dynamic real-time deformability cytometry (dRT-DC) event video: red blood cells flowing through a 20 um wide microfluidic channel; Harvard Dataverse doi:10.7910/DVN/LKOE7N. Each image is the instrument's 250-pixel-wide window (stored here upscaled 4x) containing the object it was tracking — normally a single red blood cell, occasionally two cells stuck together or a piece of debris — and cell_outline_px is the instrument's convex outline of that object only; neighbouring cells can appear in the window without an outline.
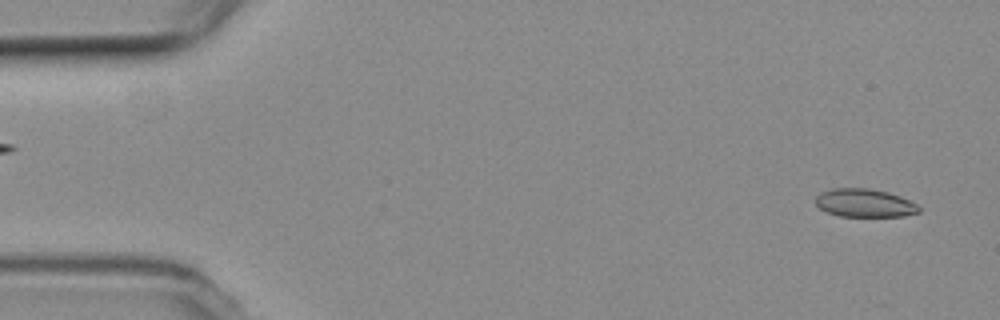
{"species": "common noctule bat (a hibernating species)", "species_latin": "Nyctalus noctula", "temperature_condition": "room temperature", "stored_images_in_passage": 6, "segment_of_instrument_passage": [2, 2], "camera_frame_rate_fps": 3000, "um_per_image_px": 0.085, "animal": {"sex": "female", "body_mass_g": 19.3, "forearm_length_mm": 54.1}, "frame": {"image": 1, "passage_image": 6, "time_ms": 1.667, "image_size_px": [1000, 320], "cell_outline_px": [[920, 212], [904, 216], [840, 216], [828, 212], [820, 208], [816, 204], [816, 196], [820, 192], [832, 188], [868, 188], [888, 192], [900, 196], [916, 204], [920, 208]], "centroid_in_image_um": [73.48, 17.25], "position_along_channel_um": 11.5, "area_um2": 16.94}}